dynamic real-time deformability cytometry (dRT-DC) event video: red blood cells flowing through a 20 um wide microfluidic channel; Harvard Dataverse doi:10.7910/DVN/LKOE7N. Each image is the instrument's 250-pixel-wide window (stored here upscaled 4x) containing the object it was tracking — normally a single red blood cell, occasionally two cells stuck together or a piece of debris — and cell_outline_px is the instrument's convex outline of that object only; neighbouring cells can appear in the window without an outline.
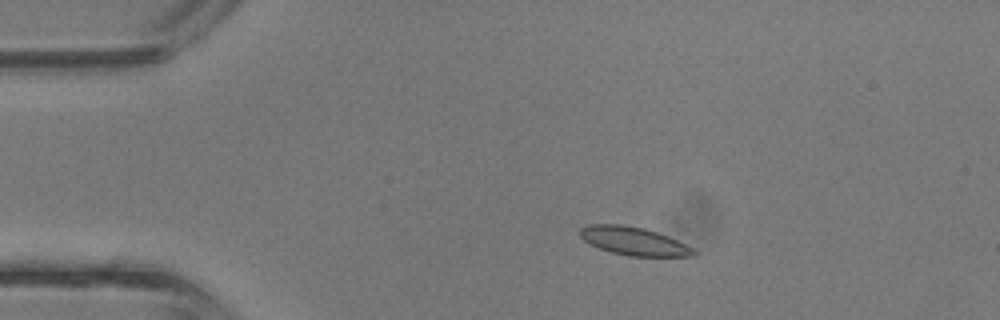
{"species": "common noctule bat (a hibernating species)", "species_latin": "Nyctalus noctula", "temperature_condition": "room temperature", "stored_images_in_passage": 3, "camera_frame_rate_fps": 3000, "um_per_image_px": 0.085, "animal": {"sex": "male", "body_mass_g": 13.3}, "frame": {"image": 1, "passage_image": 2, "time_ms": 0.333, "image_size_px": [1000, 320], "cell_outline_px": [[696, 256], [628, 256], [612, 252], [600, 248], [584, 240], [580, 236], [580, 228], [588, 224], [624, 224], [644, 228], [668, 236], [692, 248], [696, 252]], "centroid_in_image_um": [53.85, 20.48], "position_along_channel_um": 31.1, "area_um2": 18.5}}